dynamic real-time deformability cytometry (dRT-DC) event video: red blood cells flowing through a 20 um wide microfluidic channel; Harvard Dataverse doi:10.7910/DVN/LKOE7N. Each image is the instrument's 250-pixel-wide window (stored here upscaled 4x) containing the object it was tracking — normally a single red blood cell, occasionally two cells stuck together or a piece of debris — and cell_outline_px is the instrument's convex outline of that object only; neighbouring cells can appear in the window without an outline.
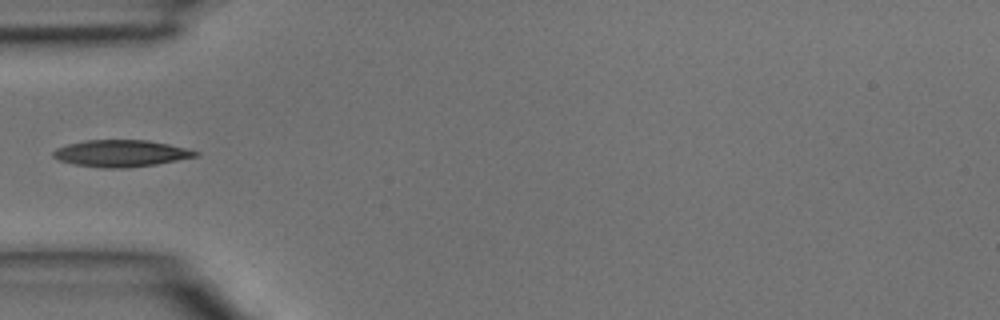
{"species": "common noctule bat (a hibernating species)", "species_latin": "Nyctalus noctula", "temperature_condition": "room temperature", "stored_images_in_passage": 3, "camera_frame_rate_fps": 3000, "um_per_image_px": 0.085, "animal": {"sex": "male", "body_mass_g": 15.6}, "frame": {"image": 1, "passage_image": 3, "time_ms": 0.667, "image_size_px": [1000, 320], "cell_outline_px": [[200, 156], [156, 164], [128, 168], [100, 168], [76, 164], [60, 160], [52, 156], [52, 152], [56, 148], [68, 144], [84, 140], [148, 140], [188, 148], [200, 152]], "centroid_in_image_um": [10.32, 13.03], "position_along_channel_um": 74.7, "area_um2": 22.31}}